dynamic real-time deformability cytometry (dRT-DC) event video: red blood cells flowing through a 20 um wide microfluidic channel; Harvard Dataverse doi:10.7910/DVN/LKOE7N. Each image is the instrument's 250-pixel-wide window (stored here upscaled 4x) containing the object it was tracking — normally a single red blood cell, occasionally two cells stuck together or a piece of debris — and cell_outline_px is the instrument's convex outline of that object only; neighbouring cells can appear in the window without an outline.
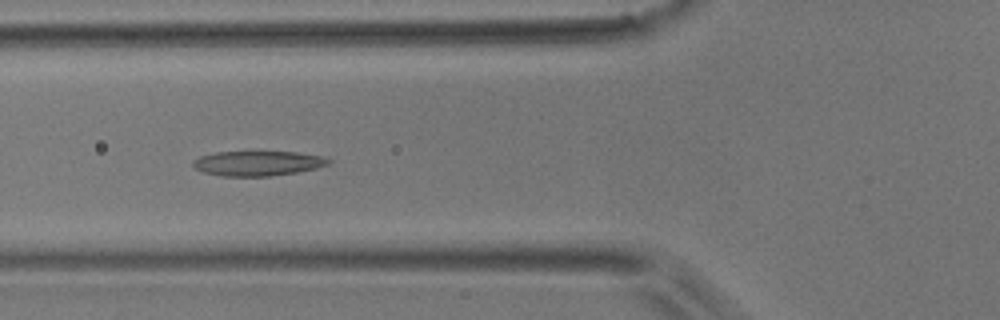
{"species": "common noctule bat (a hibernating species)", "species_latin": "Nyctalus noctula", "temperature_condition": "room temperature", "stored_images_in_passage": 38, "camera_frame_rate_fps": 3000, "um_per_image_px": 0.085, "animal": {"sex": "male", "body_mass_g": 17.9}, "frame": {"image": 1, "passage_image": 6, "time_ms": 1.667, "image_size_px": [1000, 320], "cell_outline_px": [[332, 160], [328, 164], [316, 168], [296, 172], [268, 176], [220, 176], [204, 172], [196, 168], [192, 164], [192, 160], [200, 156], [216, 152], [296, 152], [320, 156]], "centroid_in_image_um": [21.87, 13.88], "position_along_channel_um": 103.9, "area_um2": 19.42}}
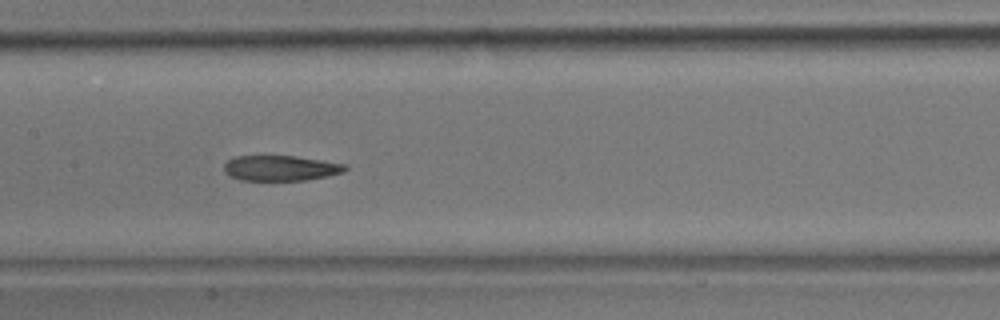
{"frame": {"image": 2, "passage_image": 12, "time_ms": 3.667, "image_size_px": [1000, 320], "cell_outline_px": [[348, 168], [344, 172], [328, 176], [308, 180], [240, 180], [228, 176], [224, 172], [224, 164], [228, 160], [236, 156], [296, 156], [348, 164]], "centroid_in_image_um": [23.87, 14.29], "position_along_channel_um": 183.5, "area_um2": 18.09}}
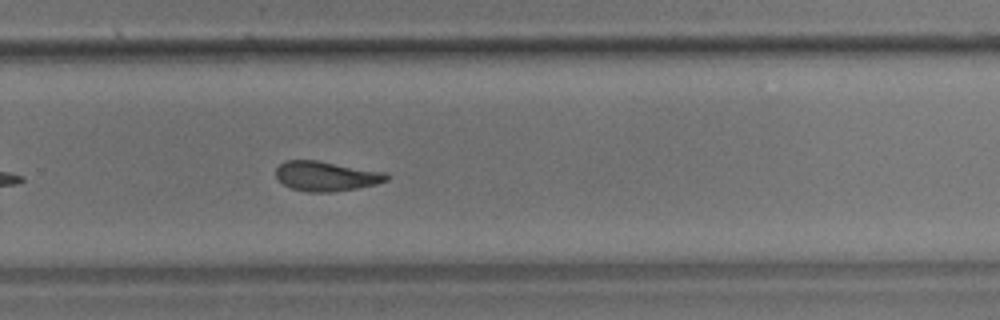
{"frame": {"image": 3, "passage_image": 21, "time_ms": 6.667, "image_size_px": [1000, 320], "cell_outline_px": [[388, 180], [376, 184], [356, 188], [332, 192], [308, 192], [292, 188], [284, 184], [276, 176], [276, 168], [284, 160], [316, 160], [388, 172]], "centroid_in_image_um": [27.74, 14.96], "position_along_channel_um": 302.1, "area_um2": 19.19}, "authors_computed_cell_mechanics": {"area_um2": 19.4208, "velocity_mm_per_s": 3.9659, "shape_relaxation_time_tau1_ms": null, "shape_relaxation_time_tau2_ms": 4.0701, "deformation_change_tau1": null, "deformation_change_tau2": 0.1181}}